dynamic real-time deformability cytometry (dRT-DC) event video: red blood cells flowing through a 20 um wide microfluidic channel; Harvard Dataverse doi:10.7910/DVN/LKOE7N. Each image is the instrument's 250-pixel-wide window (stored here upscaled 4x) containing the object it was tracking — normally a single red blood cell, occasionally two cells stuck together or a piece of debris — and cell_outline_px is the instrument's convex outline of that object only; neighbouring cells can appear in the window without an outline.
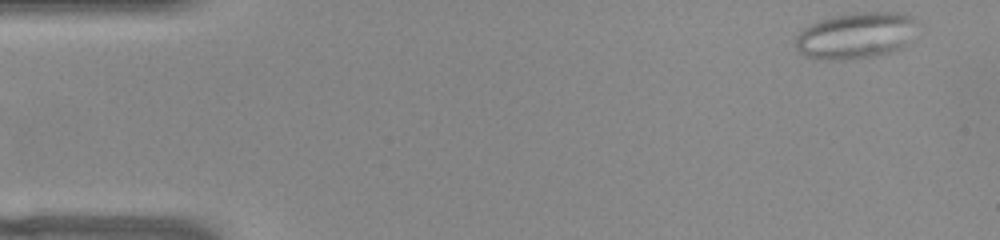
{"species": "common noctule bat (a hibernating species)", "species_latin": "Nyctalus noctula", "temperature_condition": "warm", "stored_images_in_passage": 50, "camera_frame_rate_fps": 3000, "um_per_image_px": 0.085, "animal": {"sex": "female", "body_mass_g": 22.0, "forearm_length_mm": 56.7}, "frame": {"image": 1, "passage_image": 1, "time_ms": 0.0, "image_size_px": [1000, 240], "cell_outline_px": [[920, 24], [908, 44], [904, 48], [880, 56], [840, 60], [816, 60], [804, 56], [796, 48], [796, 36], [804, 28], [820, 20], [832, 16], [852, 12], [904, 12], [912, 16]], "centroid_in_image_um": [72.82, 3.03], "position_along_channel_um": 12.2, "area_um2": 33.81}}
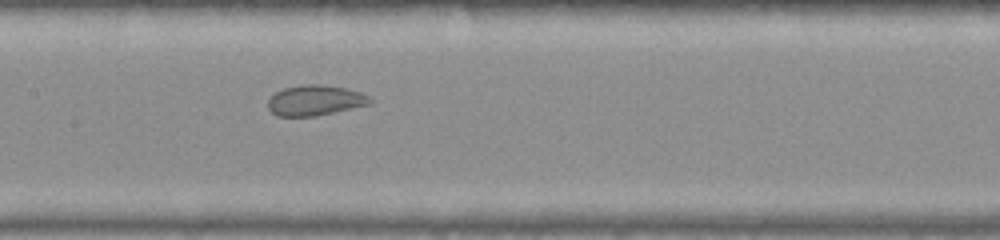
{"frame": {"image": 2, "passage_image": 23, "time_ms": 7.333, "image_size_px": [1000, 240], "cell_outline_px": [[372, 104], [336, 112], [316, 116], [276, 116], [268, 108], [268, 100], [276, 92], [284, 88], [300, 84], [320, 84], [344, 88], [360, 92], [368, 96], [372, 100]], "centroid_in_image_um": [26.79, 8.53], "position_along_channel_um": 180.6, "area_um2": 18.15}}
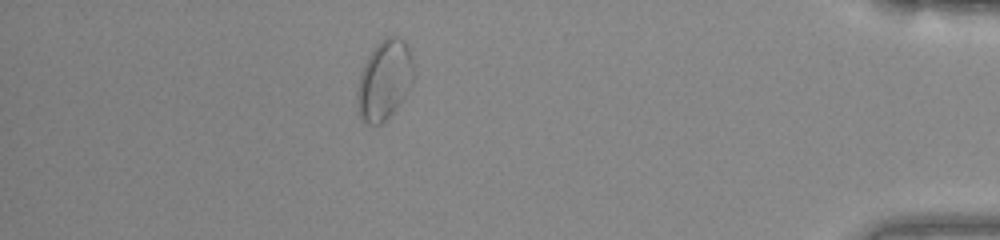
{"frame": {"image": 3, "passage_image": 44, "time_ms": 14.333, "image_size_px": [1000, 240], "cell_outline_px": [[412, 80], [404, 96], [392, 112], [380, 124], [368, 124], [360, 116], [356, 96], [356, 92], [360, 72], [368, 56], [376, 44], [384, 36], [396, 36], [404, 40], [412, 52]], "centroid_in_image_um": [32.65, 6.74], "position_along_channel_um": 402.5, "area_um2": 25.84}, "authors_computed_cell_mechanics": {"area_um2": 22.0218, "velocity_mm_per_s": 3.8527, "shape_relaxation_time_tau1_ms": null, "shape_relaxation_time_tau2_ms": 0.6172, "deformation_change_tau1": null, "deformation_change_tau2": 0.049}}